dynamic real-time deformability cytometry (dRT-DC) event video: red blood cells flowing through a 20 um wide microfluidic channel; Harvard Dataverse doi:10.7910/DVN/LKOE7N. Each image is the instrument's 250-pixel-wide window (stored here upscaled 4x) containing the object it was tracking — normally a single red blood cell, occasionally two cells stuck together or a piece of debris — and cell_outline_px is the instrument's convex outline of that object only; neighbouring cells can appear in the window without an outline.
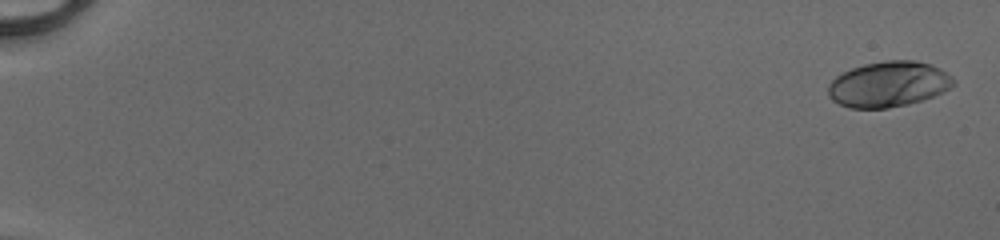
{"species": "human", "species_latin": "Homo sapiens", "temperature_condition": "cold", "stored_images_in_passage": 52, "camera_frame_rate_fps": 3000, "um_per_image_px": 0.085, "donor": {"sex": "male"}, "frame": {"image": 1, "passage_image": 2, "time_ms": 0.333, "image_size_px": [1000, 240], "cell_outline_px": [[956, 84], [932, 96], [908, 104], [888, 108], [848, 108], [832, 100], [828, 96], [828, 84], [836, 76], [852, 68], [864, 64], [884, 60], [916, 60], [940, 68], [952, 76], [956, 80]], "centroid_in_image_um": [75.51, 7.15], "position_along_channel_um": 9.5, "area_um2": 33.23}}
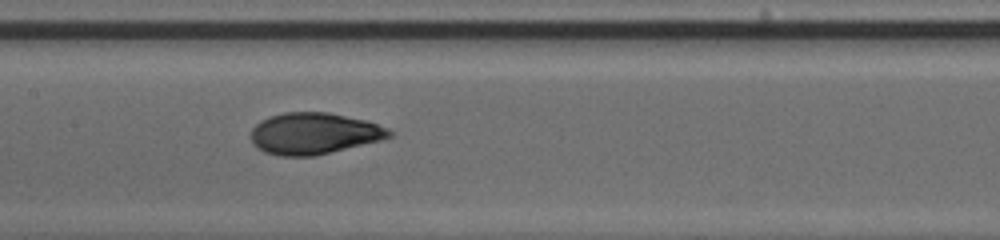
{"frame": {"image": 2, "passage_image": 29, "time_ms": 9.333, "image_size_px": [1000, 240], "cell_outline_px": [[396, 132], [392, 136], [380, 140], [312, 156], [280, 156], [264, 152], [256, 148], [252, 144], [252, 128], [260, 120], [268, 116], [284, 112], [328, 112], [364, 120], [388, 128]], "centroid_in_image_um": [26.65, 11.34], "position_along_channel_um": 180.7, "area_um2": 33.35}}
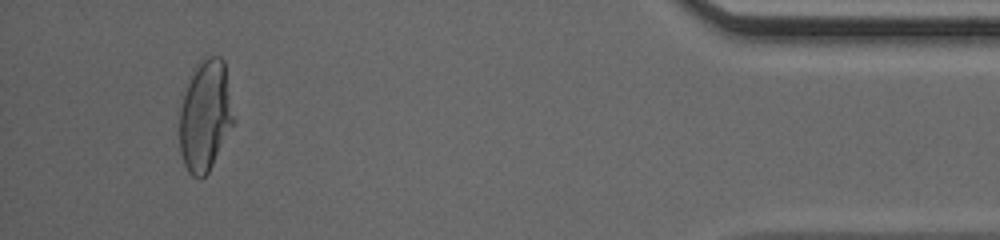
{"frame": {"image": 3, "passage_image": 50, "time_ms": 16.333, "image_size_px": [1000, 240], "cell_outline_px": [[236, 120], [208, 172], [200, 180], [192, 176], [188, 172], [184, 164], [180, 152], [180, 108], [188, 84], [196, 64], [204, 56], [220, 56], [224, 60]], "centroid_in_image_um": [17.47, 9.83], "position_along_channel_um": 417.7, "area_um2": 35.2}, "authors_computed_cell_mechanics": {"area_um2": 33.0038, "velocity_mm_per_s": 4.1545, "shape_relaxation_time_tau1_ms": 5.0356, "shape_relaxation_time_tau2_ms": 0.8327, "deformation_change_tau1": 0.2157, "deformation_change_tau2": 0.0568}}